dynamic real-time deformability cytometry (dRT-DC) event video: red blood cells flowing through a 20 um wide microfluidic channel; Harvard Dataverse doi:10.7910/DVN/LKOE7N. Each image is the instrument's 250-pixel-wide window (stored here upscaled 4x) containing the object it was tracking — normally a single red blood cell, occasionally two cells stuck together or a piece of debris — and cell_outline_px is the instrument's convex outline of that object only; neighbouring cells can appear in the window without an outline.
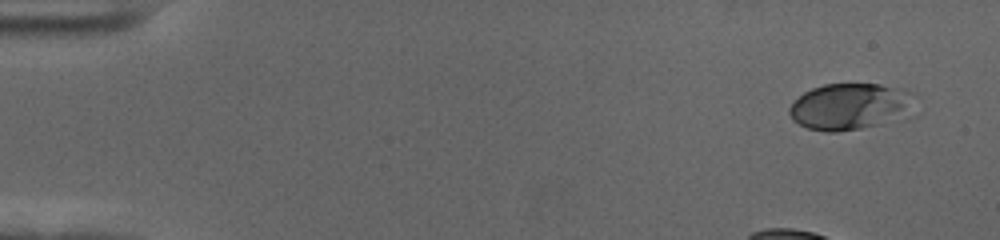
{"species": "human", "species_latin": "Homo sapiens", "temperature_condition": "cold", "stored_images_in_passage": 45, "camera_frame_rate_fps": 3000, "um_per_image_px": 0.085, "donor": {"sex": "female"}, "frame": {"image": 1, "passage_image": 1, "time_ms": 0.0, "image_size_px": [1000, 240], "cell_outline_px": [[920, 96], [908, 120], [836, 132], [824, 132], [808, 128], [792, 120], [788, 112], [788, 108], [804, 92], [812, 88], [824, 84], [880, 84], [904, 88], [916, 92]], "centroid_in_image_um": [72.44, 9.05], "position_along_channel_um": 12.6, "area_um2": 35.43}}